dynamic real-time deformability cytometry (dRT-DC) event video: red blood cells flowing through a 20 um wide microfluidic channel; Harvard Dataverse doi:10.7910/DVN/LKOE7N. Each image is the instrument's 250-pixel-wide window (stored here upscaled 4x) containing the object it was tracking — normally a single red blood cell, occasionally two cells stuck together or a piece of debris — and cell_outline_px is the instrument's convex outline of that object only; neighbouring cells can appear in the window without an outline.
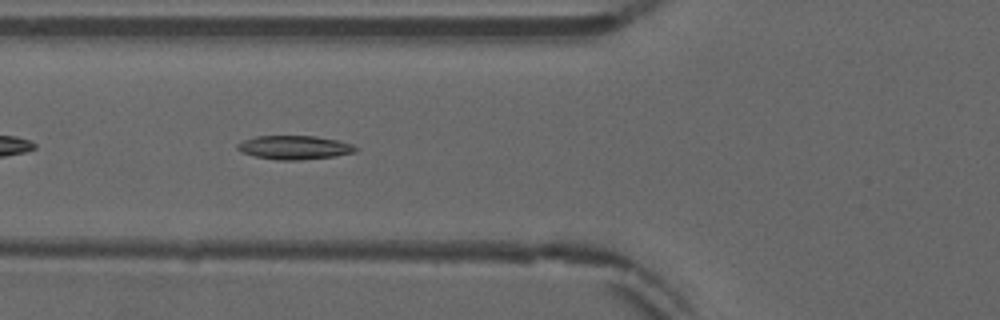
{"species": "common noctule bat (a hibernating species)", "species_latin": "Nyctalus noctula", "temperature_condition": "warm", "stored_images_in_passage": 35, "camera_frame_rate_fps": 3000, "um_per_image_px": 0.085, "animal": {"sex": "male", "forearm_length_mm": 52.5}, "frame": {"image": 1, "passage_image": 5, "time_ms": 1.333, "image_size_px": [1000, 320], "cell_outline_px": [[360, 148], [356, 152], [336, 156], [300, 160], [276, 160], [256, 156], [240, 152], [236, 148], [236, 144], [244, 140], [256, 136], [316, 136], [336, 140], [352, 144]], "centroid_in_image_um": [25.04, 12.54], "position_along_channel_um": 100.8, "area_um2": 16.47}}
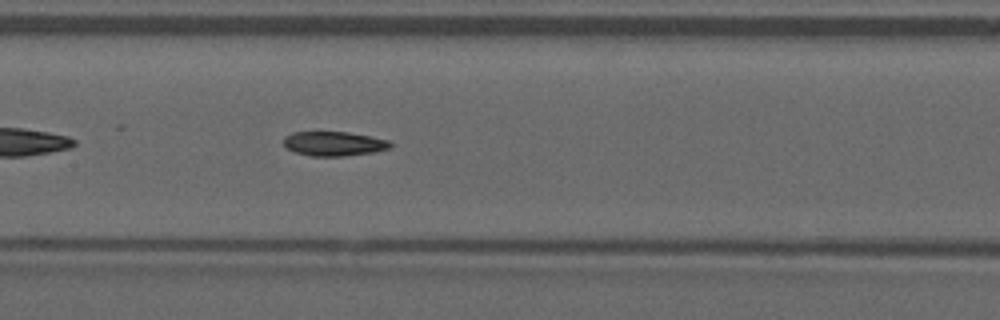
{"frame": {"image": 2, "passage_image": 11, "time_ms": 3.333, "image_size_px": [1000, 320], "cell_outline_px": [[392, 148], [376, 152], [344, 156], [312, 156], [296, 152], [288, 148], [284, 144], [284, 136], [292, 132], [348, 132], [388, 140], [392, 144]], "centroid_in_image_um": [28.41, 12.21], "position_along_channel_um": 179.0, "area_um2": 15.14}}
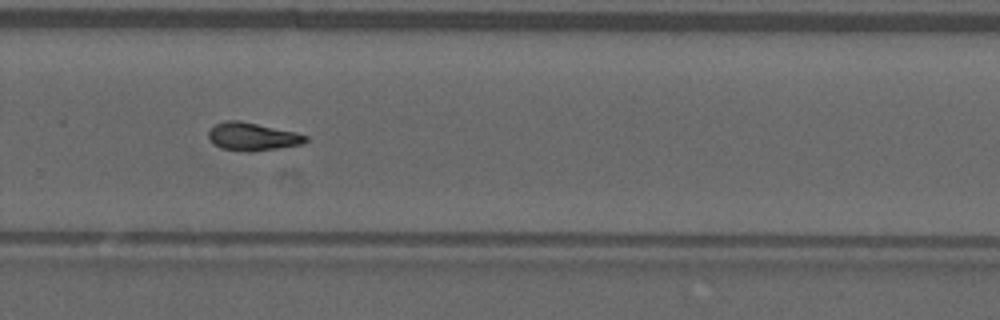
{"frame": {"image": 3, "passage_image": 21, "time_ms": 6.667, "image_size_px": [1000, 320], "cell_outline_px": [[308, 140], [304, 144], [280, 148], [248, 152], [220, 148], [212, 144], [208, 136], [208, 132], [216, 124], [224, 120], [240, 120], [296, 132], [308, 136]], "centroid_in_image_um": [21.47, 11.61], "position_along_channel_um": 308.3, "area_um2": 16.01}}